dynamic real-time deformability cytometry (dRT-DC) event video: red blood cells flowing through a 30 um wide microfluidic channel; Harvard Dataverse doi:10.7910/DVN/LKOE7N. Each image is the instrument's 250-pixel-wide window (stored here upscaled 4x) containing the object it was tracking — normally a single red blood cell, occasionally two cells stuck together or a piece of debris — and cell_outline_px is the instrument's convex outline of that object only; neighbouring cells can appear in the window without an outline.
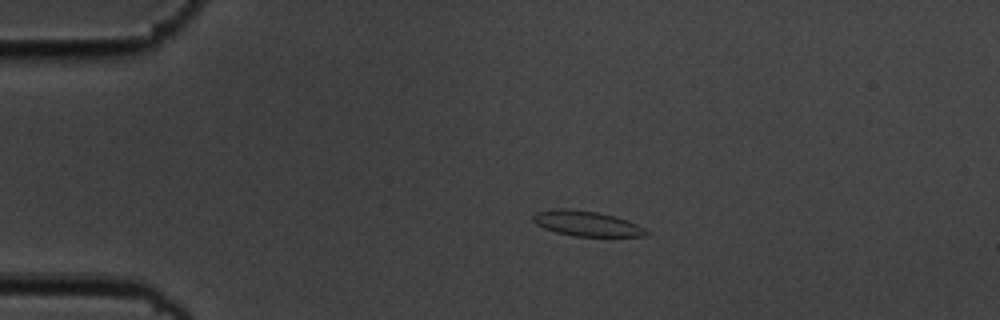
{"species": "common noctule bat (a hibernating species)", "species_latin": "Nyctalus noctula", "temperature_condition": "cold", "stored_images_in_passage": 45, "camera_frame_rate_fps": 3000, "um_per_image_px": 0.085, "animal": {"sex": "male", "body_mass_g": 19.5, "forearm_length_mm": 54.6}, "frame": {"image": 1, "passage_image": 1, "time_ms": 0.0, "image_size_px": [1000, 320], "cell_outline_px": [[648, 232], [644, 236], [572, 236], [556, 232], [544, 228], [536, 224], [532, 220], [532, 216], [536, 212], [556, 208], [568, 208], [596, 212], [616, 216], [628, 220], [644, 228]], "centroid_in_image_um": [49.82, 18.99], "position_along_channel_um": 35.2, "area_um2": 16.59}}
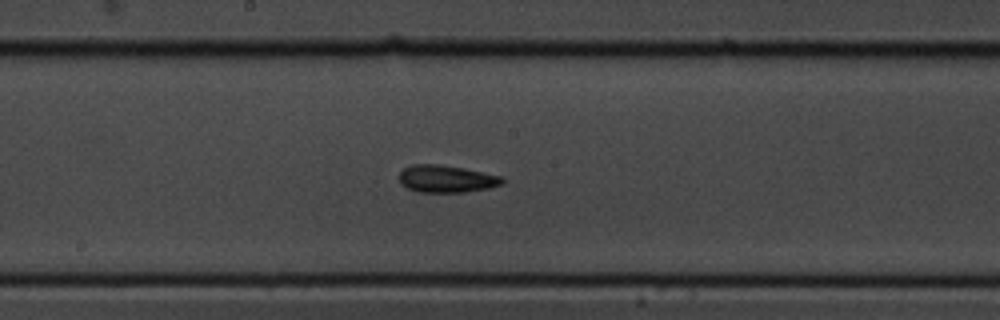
{"frame": {"image": 2, "passage_image": 19, "time_ms": 6.0, "image_size_px": [1000, 320], "cell_outline_px": [[504, 184], [488, 188], [464, 192], [420, 192], [408, 188], [400, 184], [400, 172], [404, 168], [412, 164], [436, 164], [464, 168], [504, 176]], "centroid_in_image_um": [37.98, 15.2], "position_along_channel_um": 210.2, "area_um2": 16.47}}
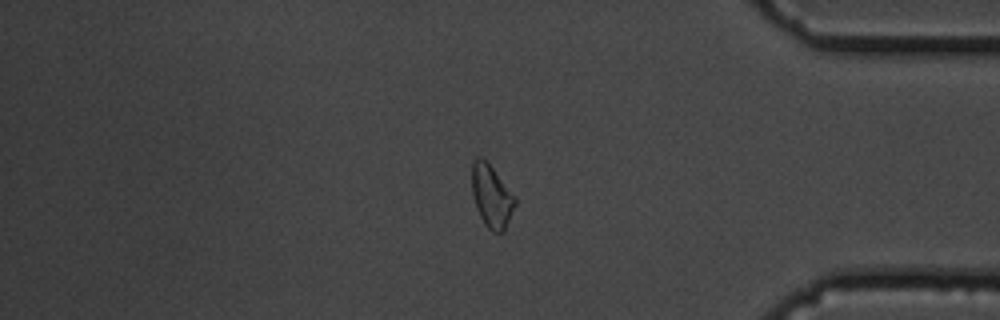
{"frame": {"image": 3, "passage_image": 36, "time_ms": 11.667, "image_size_px": [1000, 320], "cell_outline_px": [[516, 204], [504, 232], [492, 232], [484, 224], [476, 208], [472, 192], [472, 164], [476, 156], [480, 156], [492, 168], [516, 196]], "centroid_in_image_um": [41.79, 16.7], "position_along_channel_um": 393.4, "area_um2": 15.72}, "authors_computed_cell_mechanics": {"area_um2": 16.1262, "velocity_mm_per_s": 3.6287, "shape_relaxation_time_tau1_ms": 5.6845, "shape_relaxation_time_tau2_ms": 4.9527, "deformation_change_tau1": 0.1493, "deformation_change_tau2": 0.1304}}